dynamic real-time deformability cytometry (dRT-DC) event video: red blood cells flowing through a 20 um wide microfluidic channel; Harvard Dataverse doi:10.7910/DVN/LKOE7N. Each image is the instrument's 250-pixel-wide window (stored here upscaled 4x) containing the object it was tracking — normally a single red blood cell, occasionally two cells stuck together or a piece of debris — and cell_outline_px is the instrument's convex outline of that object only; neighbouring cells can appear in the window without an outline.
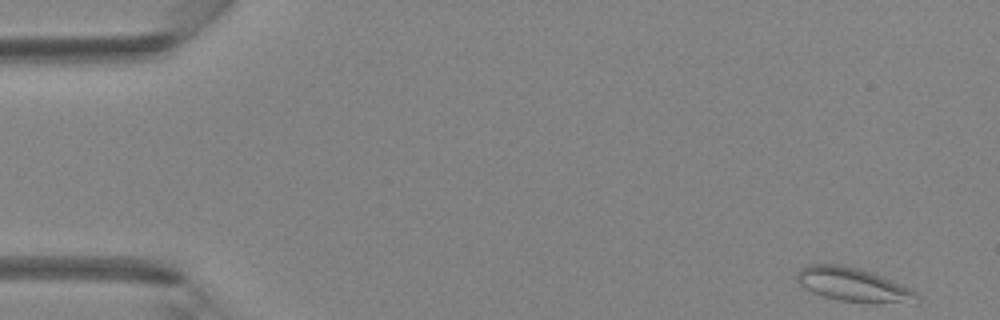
{"species": "Egyptian fruit bat (a non-hibernating species)", "species_latin": "Rousettus aegyptiacus", "temperature_condition": "room temperature", "stored_images_in_passage": 42, "segment_of_instrument_passage": [1, 2], "camera_frame_rate_fps": 3000, "um_per_image_px": 0.085, "animal": {"sex": "female"}, "frame": {"image": 1, "passage_image": 1, "time_ms": 0.0, "image_size_px": [1000, 320], "cell_outline_px": [[920, 300], [840, 300], [824, 296], [812, 292], [804, 288], [796, 280], [796, 272], [800, 268], [808, 264], [840, 264], [860, 268], [872, 272], [912, 288], [920, 296]], "centroid_in_image_um": [72.4, 24.11], "position_along_channel_um": 12.6, "area_um2": 22.66}}
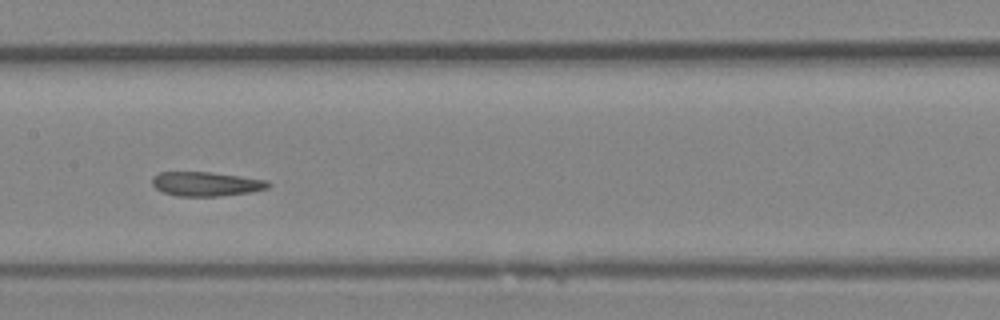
{"frame": {"image": 2, "passage_image": 20, "time_ms": 6.333, "image_size_px": [1000, 320], "cell_outline_px": [[272, 184], [268, 188], [252, 192], [220, 196], [176, 196], [164, 192], [156, 188], [152, 184], [152, 176], [160, 172], [212, 172], [268, 180]], "centroid_in_image_um": [17.55, 15.63], "position_along_channel_um": 189.9, "area_um2": 16.53}}
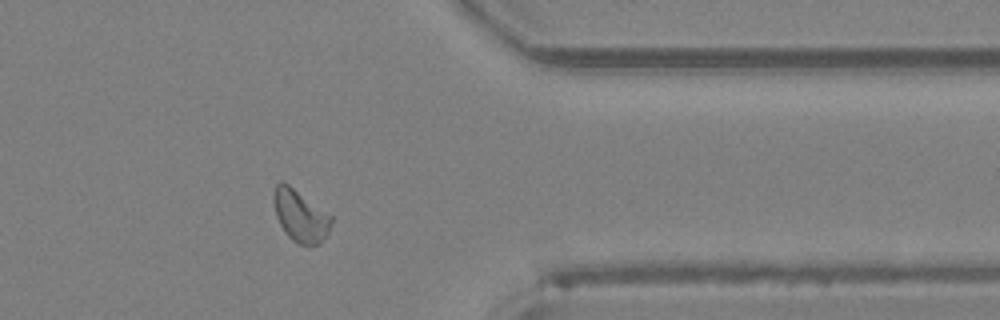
{"frame": {"image": 3, "passage_image": 33, "time_ms": 10.667, "image_size_px": [1000, 320], "cell_outline_px": [[332, 220], [328, 232], [320, 244], [300, 244], [292, 240], [284, 232], [276, 216], [272, 200], [272, 192], [276, 184], [280, 180], [284, 180], [332, 216]], "centroid_in_image_um": [25.48, 18.29], "position_along_channel_um": 385.9, "area_um2": 17.57}}